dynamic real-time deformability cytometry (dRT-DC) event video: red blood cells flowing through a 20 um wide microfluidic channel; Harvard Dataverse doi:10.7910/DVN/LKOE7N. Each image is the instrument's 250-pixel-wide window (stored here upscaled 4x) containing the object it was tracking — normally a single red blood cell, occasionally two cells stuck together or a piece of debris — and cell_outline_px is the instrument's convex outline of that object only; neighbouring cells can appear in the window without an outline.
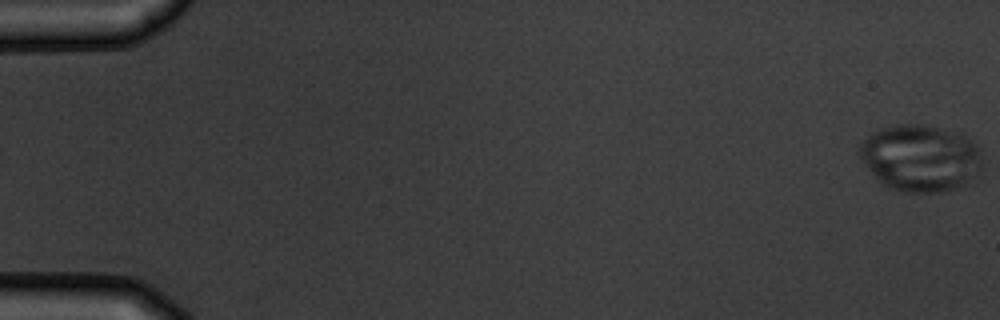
{"species": "common noctule bat (a hibernating species)", "species_latin": "Nyctalus noctula", "temperature_condition": "warm", "stored_images_in_passage": 5, "camera_frame_rate_fps": 3000, "um_per_image_px": 0.085, "animal": {"sex": "male", "body_mass_g": 19.5, "forearm_length_mm": 54.6}, "frame": {"image": 1, "passage_image": 1, "time_ms": 0.0, "image_size_px": [1000, 320], "cell_outline_px": [[984, 164], [972, 184], [964, 188], [936, 192], [904, 192], [888, 188], [880, 184], [864, 164], [860, 156], [860, 144], [872, 132], [880, 128], [892, 124], [924, 124], [964, 132], [980, 148]], "centroid_in_image_um": [78.32, 13.43], "position_along_channel_um": 6.7, "area_um2": 49.36}}